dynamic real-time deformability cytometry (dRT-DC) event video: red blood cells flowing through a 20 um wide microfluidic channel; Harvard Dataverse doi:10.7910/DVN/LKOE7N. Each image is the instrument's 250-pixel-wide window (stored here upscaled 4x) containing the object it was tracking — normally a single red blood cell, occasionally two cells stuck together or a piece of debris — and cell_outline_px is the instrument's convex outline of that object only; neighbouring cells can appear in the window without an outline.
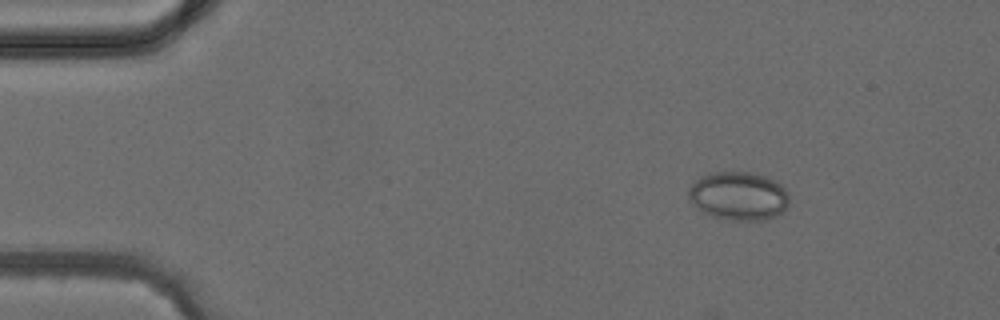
{"species": "common noctule bat (a hibernating species)", "species_latin": "Nyctalus noctula", "temperature_condition": "cold", "stored_images_in_passage": 3, "camera_frame_rate_fps": 3000, "um_per_image_px": 0.085, "animal": {"sex": "female", "body_mass_g": 24.6, "forearm_length_mm": 56.2}, "frame": {"image": 1, "passage_image": 1, "time_ms": 0.0, "image_size_px": [1000, 320], "cell_outline_px": [[788, 204], [784, 212], [776, 216], [764, 220], [732, 220], [712, 216], [696, 208], [688, 196], [688, 188], [700, 176], [708, 172], [748, 172], [768, 176], [776, 180], [788, 192]], "centroid_in_image_um": [62.79, 16.65], "position_along_channel_um": 22.2, "area_um2": 28.73}}